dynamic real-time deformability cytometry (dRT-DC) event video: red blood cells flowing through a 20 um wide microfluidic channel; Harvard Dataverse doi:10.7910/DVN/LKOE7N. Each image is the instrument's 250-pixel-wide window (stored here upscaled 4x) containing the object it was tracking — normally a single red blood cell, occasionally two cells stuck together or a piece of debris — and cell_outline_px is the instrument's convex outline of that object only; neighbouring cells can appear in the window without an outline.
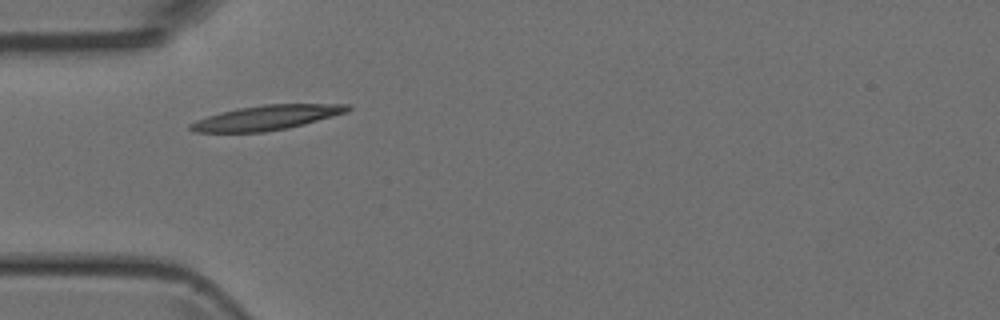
{"species": "Egyptian fruit bat (a non-hibernating species)", "species_latin": "Rousettus aegyptiacus", "temperature_condition": "room temperature", "stored_images_in_passage": 36, "camera_frame_rate_fps": 3000, "um_per_image_px": 0.085, "animal": {"sex": "female"}, "frame": {"image": 1, "passage_image": 1, "time_ms": 0.0, "image_size_px": [1000, 320], "cell_outline_px": [[352, 108], [348, 112], [304, 124], [288, 128], [264, 132], [196, 132], [188, 128], [188, 124], [196, 120], [220, 112], [236, 108], [264, 104], [352, 104]], "centroid_in_image_um": [22.67, 9.99], "position_along_channel_um": 62.3, "area_um2": 22.72}}
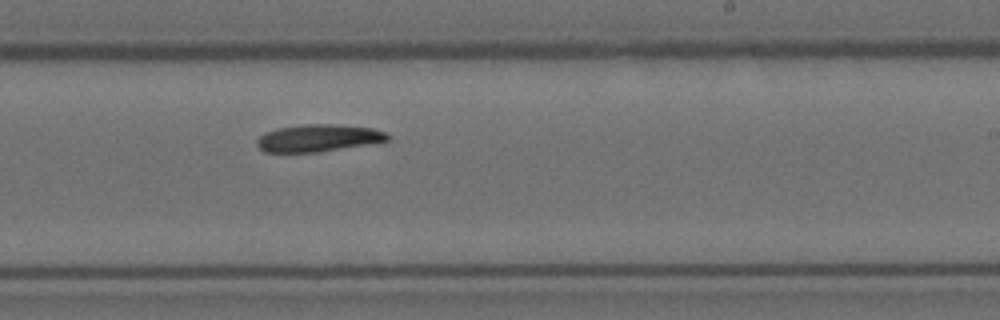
{"frame": {"image": 2, "passage_image": 16, "time_ms": 5.0, "image_size_px": [1000, 320], "cell_outline_px": [[392, 136], [388, 140], [376, 144], [320, 152], [264, 152], [256, 144], [256, 140], [264, 132], [276, 128], [304, 124], [336, 124], [372, 128], [384, 132]], "centroid_in_image_um": [27.09, 11.74], "position_along_channel_um": 261.9, "area_um2": 21.15}}
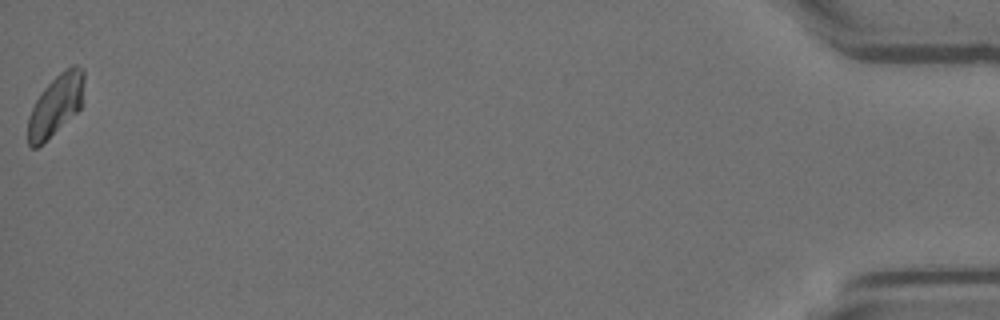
{"frame": {"image": 3, "passage_image": 36, "time_ms": 11.667, "image_size_px": [1000, 320], "cell_outline_px": [[84, 80], [80, 108], [76, 112], [36, 148], [32, 148], [28, 144], [28, 116], [36, 100], [44, 88], [64, 68], [72, 64], [76, 64], [84, 68]], "centroid_in_image_um": [4.74, 8.87], "position_along_channel_um": 430.5, "area_um2": 19.54}}